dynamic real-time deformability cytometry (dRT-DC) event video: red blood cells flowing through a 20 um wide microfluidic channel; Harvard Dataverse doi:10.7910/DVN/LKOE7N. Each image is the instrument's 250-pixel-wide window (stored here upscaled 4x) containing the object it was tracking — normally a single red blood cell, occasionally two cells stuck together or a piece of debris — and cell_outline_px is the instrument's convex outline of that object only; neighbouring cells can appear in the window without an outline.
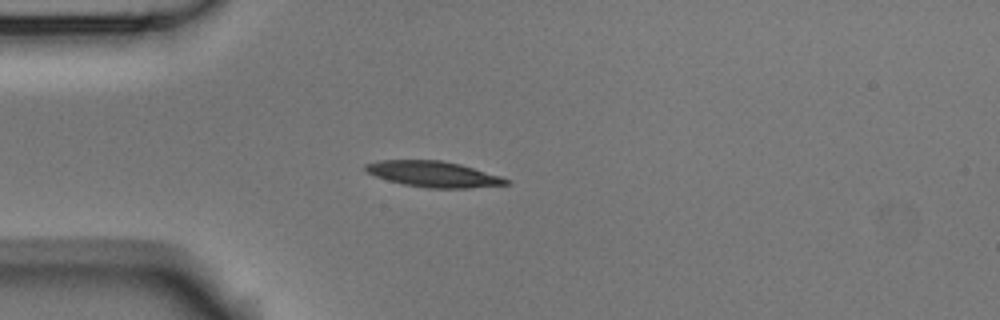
{"species": "Egyptian fruit bat (a non-hibernating species)", "species_latin": "Rousettus aegyptiacus", "temperature_condition": "room temperature", "stored_images_in_passage": 3, "camera_frame_rate_fps": 3000, "um_per_image_px": 0.085, "animal": {"sex": "male"}, "frame": {"image": 1, "passage_image": 3, "time_ms": 0.667, "image_size_px": [1000, 320], "cell_outline_px": [[512, 184], [468, 188], [428, 188], [404, 184], [388, 180], [376, 176], [368, 172], [364, 168], [364, 164], [380, 160], [440, 160], [460, 164], [500, 176], [512, 180]], "centroid_in_image_um": [36.88, 14.8], "position_along_channel_um": 48.1, "area_um2": 21.1}}